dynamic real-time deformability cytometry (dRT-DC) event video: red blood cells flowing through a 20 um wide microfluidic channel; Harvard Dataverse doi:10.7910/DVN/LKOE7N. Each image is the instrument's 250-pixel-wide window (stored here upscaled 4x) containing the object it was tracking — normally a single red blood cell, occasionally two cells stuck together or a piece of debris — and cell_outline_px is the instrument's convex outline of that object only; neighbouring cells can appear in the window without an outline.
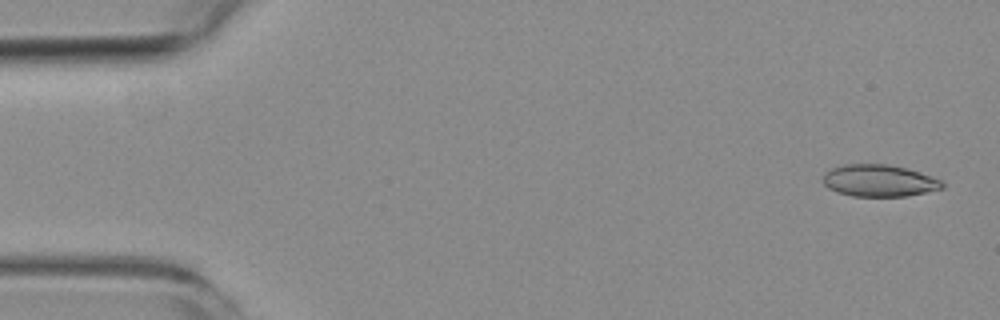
{"species": "common noctule bat (a hibernating species)", "species_latin": "Nyctalus noctula", "temperature_condition": "room temperature", "stored_images_in_passage": 7, "camera_frame_rate_fps": 3000, "um_per_image_px": 0.085, "animal": {"sex": "female", "body_mass_g": 19.3, "forearm_length_mm": 54.1}, "frame": {"image": 1, "passage_image": 1, "time_ms": 0.0, "image_size_px": [1000, 320], "cell_outline_px": [[944, 188], [908, 196], [852, 196], [836, 192], [828, 188], [824, 184], [824, 176], [832, 168], [844, 164], [888, 164], [908, 168], [920, 172], [940, 180], [944, 184]], "centroid_in_image_um": [74.74, 15.36], "position_along_channel_um": 10.3, "area_um2": 22.14}}
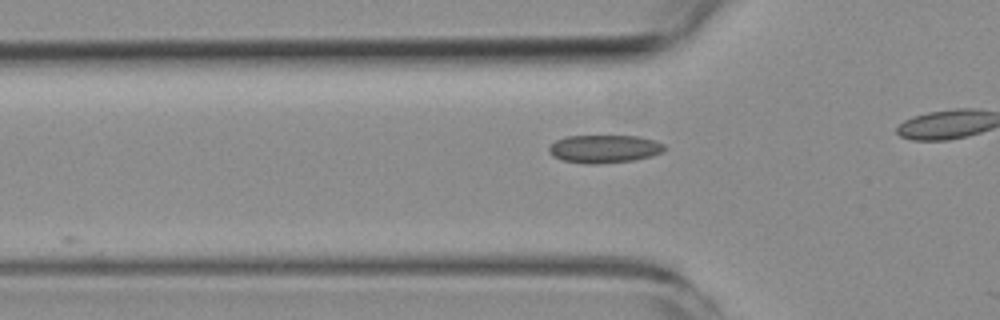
{"frame": {"image": 2, "passage_image": 7, "time_ms": 8.667, "image_size_px": [1000, 320], "cell_outline_px": [[668, 148], [664, 152], [652, 156], [636, 160], [600, 164], [588, 164], [564, 160], [552, 156], [548, 152], [548, 148], [556, 140], [568, 136], [640, 136], [656, 140], [664, 144]], "centroid_in_image_um": [51.43, 12.65], "position_along_channel_um": 74.4, "area_um2": 19.13}}